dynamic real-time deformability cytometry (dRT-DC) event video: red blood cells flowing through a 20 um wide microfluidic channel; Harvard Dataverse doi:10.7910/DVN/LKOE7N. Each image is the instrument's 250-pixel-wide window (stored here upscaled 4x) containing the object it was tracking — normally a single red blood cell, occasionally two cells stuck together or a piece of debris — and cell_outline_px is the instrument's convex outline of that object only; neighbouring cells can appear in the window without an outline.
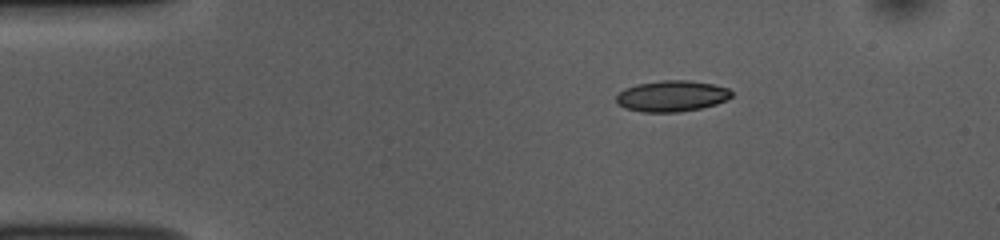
{"species": "common noctule bat (a hibernating species)", "species_latin": "Nyctalus noctula", "temperature_condition": "room temperature", "stored_images_in_passage": 45, "camera_frame_rate_fps": 3000, "um_per_image_px": 0.085, "animal": {"sex": "female", "body_mass_g": 10.0, "forearm_length_mm": 53.1}, "frame": {"image": 1, "passage_image": 1, "time_ms": 0.0, "image_size_px": [1000, 240], "cell_outline_px": [[732, 96], [728, 100], [716, 104], [700, 108], [680, 112], [640, 112], [624, 108], [616, 104], [616, 96], [624, 88], [636, 84], [660, 80], [688, 80], [712, 84], [728, 88], [732, 92]], "centroid_in_image_um": [57.08, 8.17], "position_along_channel_um": 27.9, "area_um2": 21.1}}
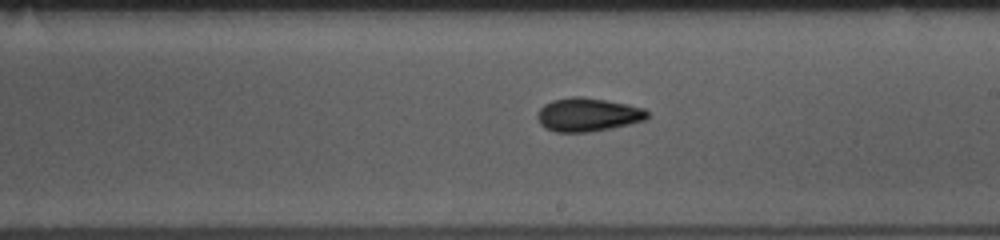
{"frame": {"image": 2, "passage_image": 22, "time_ms": 7.0, "image_size_px": [1000, 240], "cell_outline_px": [[648, 120], [612, 128], [588, 132], [556, 132], [544, 128], [540, 124], [536, 116], [536, 112], [544, 104], [552, 100], [572, 96], [580, 96], [628, 104], [644, 108], [648, 112]], "centroid_in_image_um": [49.95, 9.75], "position_along_channel_um": 239.0, "area_um2": 21.73}}
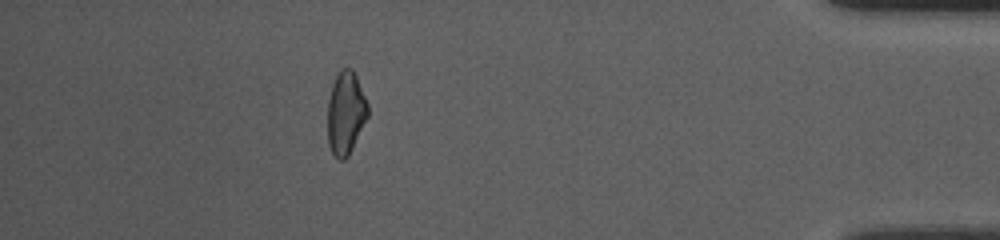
{"frame": {"image": 3, "passage_image": 39, "time_ms": 12.667, "image_size_px": [1000, 240], "cell_outline_px": [[368, 116], [348, 156], [344, 160], [340, 160], [332, 152], [328, 144], [328, 100], [332, 84], [340, 68], [352, 68], [356, 76], [368, 104]], "centroid_in_image_um": [29.38, 9.59], "position_along_channel_um": 405.8, "area_um2": 19.31}, "authors_computed_cell_mechanics": {"area_um2": 20.4612, "velocity_mm_per_s": 3.7999, "shape_relaxation_time_tau1_ms": 3.8586, "shape_relaxation_time_tau2_ms": 4.4475, "deformation_change_tau1": 0.1128, "deformation_change_tau2": 0.1176}}